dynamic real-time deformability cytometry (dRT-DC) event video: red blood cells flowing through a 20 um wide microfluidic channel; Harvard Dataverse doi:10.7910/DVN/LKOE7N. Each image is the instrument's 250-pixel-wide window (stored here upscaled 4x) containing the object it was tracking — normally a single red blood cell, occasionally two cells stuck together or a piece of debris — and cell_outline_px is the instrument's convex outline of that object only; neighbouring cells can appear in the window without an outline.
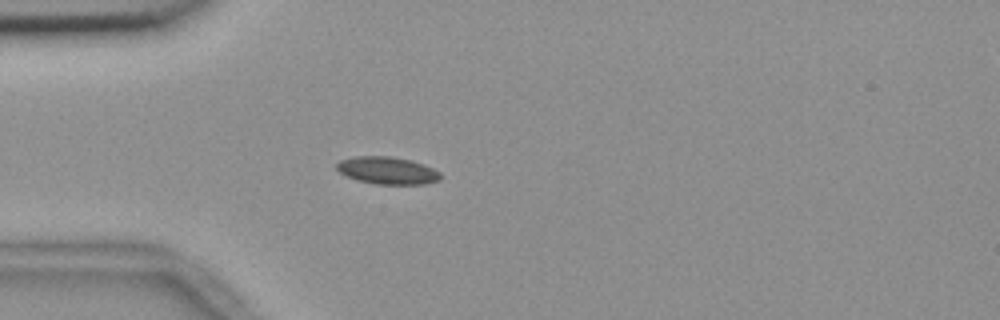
{"species": "common noctule bat (a hibernating species)", "species_latin": "Nyctalus noctula", "temperature_condition": "room temperature", "stored_images_in_passage": 6, "camera_frame_rate_fps": 3000, "um_per_image_px": 0.085, "animal": {"sex": "female", "body_mass_g": 18.4}, "frame": {"image": 1, "passage_image": 6, "time_ms": 1.667, "image_size_px": [1000, 320], "cell_outline_px": [[440, 180], [424, 184], [376, 184], [356, 180], [340, 172], [336, 168], [336, 164], [340, 160], [356, 156], [388, 156], [408, 160], [424, 164], [440, 172]], "centroid_in_image_um": [32.91, 14.49], "position_along_channel_um": 52.1, "area_um2": 16.42}}